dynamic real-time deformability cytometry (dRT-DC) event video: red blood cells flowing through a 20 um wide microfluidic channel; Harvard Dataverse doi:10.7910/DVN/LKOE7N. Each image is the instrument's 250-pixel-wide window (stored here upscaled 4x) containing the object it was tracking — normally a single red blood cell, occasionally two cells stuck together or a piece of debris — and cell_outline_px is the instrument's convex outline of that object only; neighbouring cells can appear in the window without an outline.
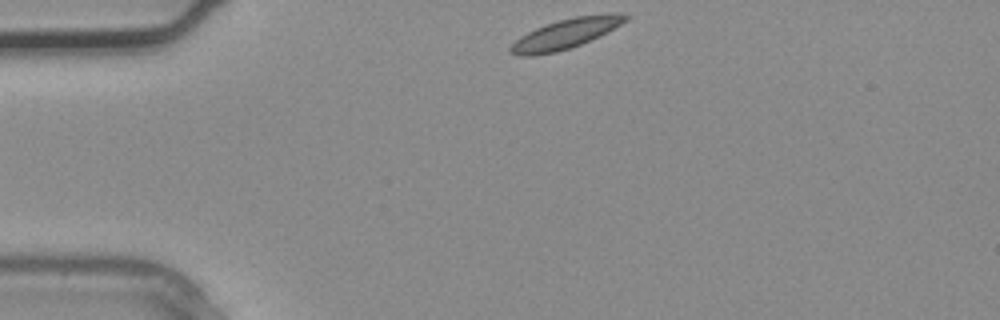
{"species": "common noctule bat (a hibernating species)", "species_latin": "Nyctalus noctula", "temperature_condition": "warm", "stored_images_in_passage": 1, "camera_frame_rate_fps": 3000, "um_per_image_px": 0.085, "animal": {"sex": "male", "body_mass_g": 20.4}, "frame": {"image": 1, "passage_image": 1, "time_ms": 0.0, "image_size_px": [1000, 320], "cell_outline_px": [[632, 16], [628, 20], [580, 44], [556, 52], [532, 56], [520, 56], [508, 52], [508, 48], [520, 36], [536, 28], [560, 20], [576, 16], [608, 12], [616, 12]], "centroid_in_image_um": [48.06, 2.86], "position_along_channel_um": 36.9, "area_um2": 19.71}}